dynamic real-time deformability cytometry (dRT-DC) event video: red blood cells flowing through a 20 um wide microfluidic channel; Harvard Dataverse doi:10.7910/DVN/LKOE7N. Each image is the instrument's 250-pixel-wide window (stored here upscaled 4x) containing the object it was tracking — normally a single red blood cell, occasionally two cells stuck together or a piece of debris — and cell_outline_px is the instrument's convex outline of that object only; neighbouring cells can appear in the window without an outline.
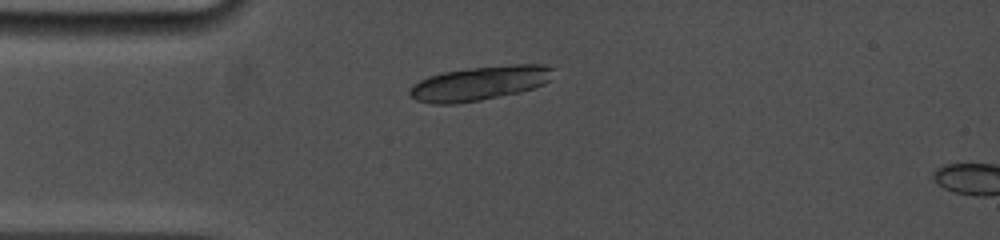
{"species": "common noctule bat (a hibernating species)", "species_latin": "Nyctalus noctula", "temperature_condition": "cold", "stored_images_in_passage": 3, "camera_frame_rate_fps": 5000, "um_per_image_px": 0.085, "animal": {"sex": "female", "body_mass_g": 19.0, "forearm_length_mm": 53.3}, "frame": {"image": 1, "passage_image": 1, "time_ms": 0.0, "image_size_px": [1000, 240], "cell_outline_px": [[552, 68], [548, 80], [544, 84], [520, 92], [480, 100], [456, 104], [432, 104], [416, 100], [408, 92], [412, 84], [428, 76], [444, 72], [472, 68], [512, 64], [544, 64]], "centroid_in_image_um": [40.72, 7.08], "position_along_channel_um": 44.3, "area_um2": 28.38}}